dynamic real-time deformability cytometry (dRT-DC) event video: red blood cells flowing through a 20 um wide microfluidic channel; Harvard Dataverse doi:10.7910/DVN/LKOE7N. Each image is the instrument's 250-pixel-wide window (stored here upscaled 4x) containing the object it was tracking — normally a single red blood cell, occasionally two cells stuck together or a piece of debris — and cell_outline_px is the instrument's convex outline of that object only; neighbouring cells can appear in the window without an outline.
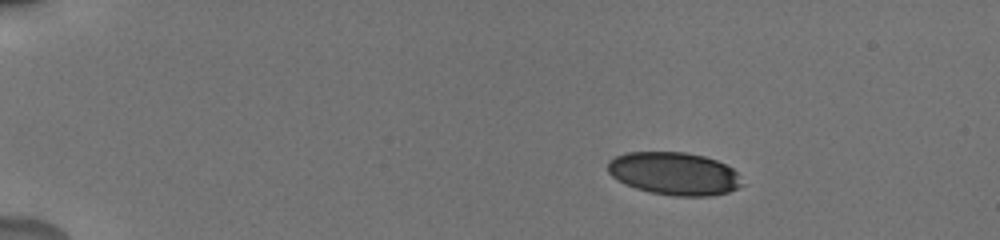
{"species": "human", "species_latin": "Homo sapiens", "temperature_condition": "cold", "stored_images_in_passage": 51, "camera_frame_rate_fps": 3000, "um_per_image_px": 0.085, "donor": {"sex": "male"}, "frame": {"image": 1, "passage_image": 1, "time_ms": 0.0, "image_size_px": [1000, 240], "cell_outline_px": [[744, 184], [728, 192], [708, 196], [672, 196], [648, 192], [624, 184], [612, 176], [608, 172], [608, 160], [616, 156], [628, 152], [684, 152], [704, 156], [716, 160], [732, 168], [736, 172]], "centroid_in_image_um": [57.29, 14.76], "position_along_channel_um": 27.7, "area_um2": 33.52}}
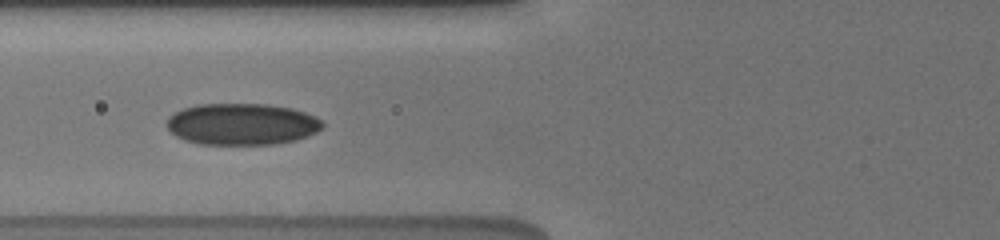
{"frame": {"image": 2, "passage_image": 17, "time_ms": 4.667, "image_size_px": [1000, 240], "cell_outline_px": [[324, 128], [308, 136], [296, 140], [276, 144], [200, 144], [184, 140], [176, 136], [168, 128], [168, 116], [184, 108], [196, 104], [268, 104], [292, 108], [316, 116], [324, 124]], "centroid_in_image_um": [20.59, 10.55], "position_along_channel_um": 105.2, "area_um2": 37.86}}
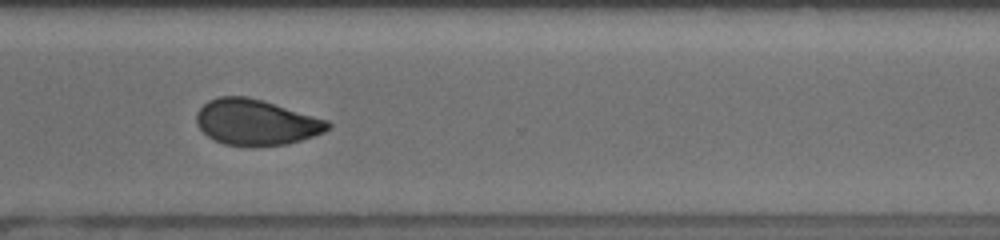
{"frame": {"image": 3, "passage_image": 39, "time_ms": 11.0, "image_size_px": [1000, 240], "cell_outline_px": [[332, 124], [324, 132], [288, 144], [252, 148], [224, 144], [208, 136], [196, 124], [196, 116], [200, 108], [208, 100], [220, 96], [248, 96], [328, 120]], "centroid_in_image_um": [21.75, 10.41], "position_along_channel_um": 348.8, "area_um2": 35.14}, "authors_computed_cell_mechanics": {"area_um2": 36.414, "velocity_mm_per_s": 3.849, "shape_relaxation_time_tau1_ms": 5.1567, "shape_relaxation_time_tau2_ms": 2.5445, "deformation_change_tau1": 0.1064, "deformation_change_tau2": 0.068}}